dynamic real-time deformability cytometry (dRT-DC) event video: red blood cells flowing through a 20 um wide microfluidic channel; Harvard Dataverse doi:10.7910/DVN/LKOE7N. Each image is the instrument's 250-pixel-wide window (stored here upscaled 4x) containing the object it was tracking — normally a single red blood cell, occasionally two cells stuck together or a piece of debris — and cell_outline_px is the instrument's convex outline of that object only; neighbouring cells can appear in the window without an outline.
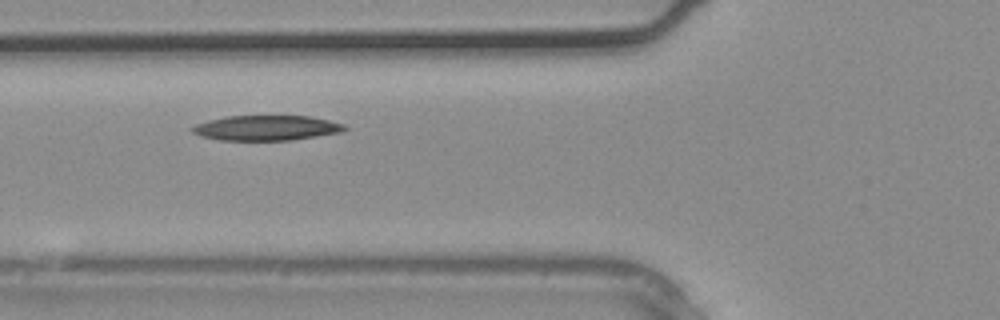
{"species": "common noctule bat (a hibernating species)", "species_latin": "Nyctalus noctula", "temperature_condition": "warm", "stored_images_in_passage": 3, "camera_frame_rate_fps": 3000, "um_per_image_px": 0.085, "animal": {"sex": "male", "body_mass_g": 20.4}, "frame": {"image": 1, "passage_image": 3, "time_ms": 0.667, "image_size_px": [1000, 320], "cell_outline_px": [[348, 128], [340, 132], [292, 140], [220, 140], [200, 136], [192, 132], [188, 128], [196, 124], [208, 120], [228, 116], [308, 116], [328, 120], [344, 124]], "centroid_in_image_um": [22.6, 10.87], "position_along_channel_um": 103.2, "area_um2": 22.2}}